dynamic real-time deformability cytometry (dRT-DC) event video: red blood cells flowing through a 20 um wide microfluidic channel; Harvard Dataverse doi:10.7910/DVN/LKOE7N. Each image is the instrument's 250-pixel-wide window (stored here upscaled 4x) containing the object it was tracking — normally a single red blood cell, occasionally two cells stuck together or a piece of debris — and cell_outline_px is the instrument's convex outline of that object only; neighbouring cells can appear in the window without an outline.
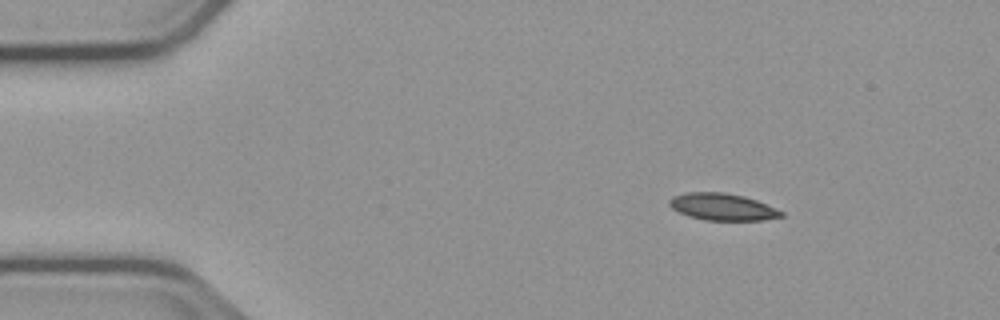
{"species": "common noctule bat (a hibernating species)", "species_latin": "Nyctalus noctula", "temperature_condition": "cold", "stored_images_in_passage": 48, "camera_frame_rate_fps": 3000, "um_per_image_px": 0.085, "animal": {"sex": "male", "body_mass_g": 23.1, "forearm_length_mm": 52.7}, "frame": {"image": 1, "passage_image": 1, "time_ms": 0.0, "image_size_px": [1000, 320], "cell_outline_px": [[784, 216], [760, 220], [704, 220], [688, 216], [672, 208], [668, 204], [668, 200], [672, 196], [688, 192], [724, 192], [744, 196], [756, 200], [784, 212]], "centroid_in_image_um": [61.38, 17.58], "position_along_channel_um": 23.6, "area_um2": 17.51}}
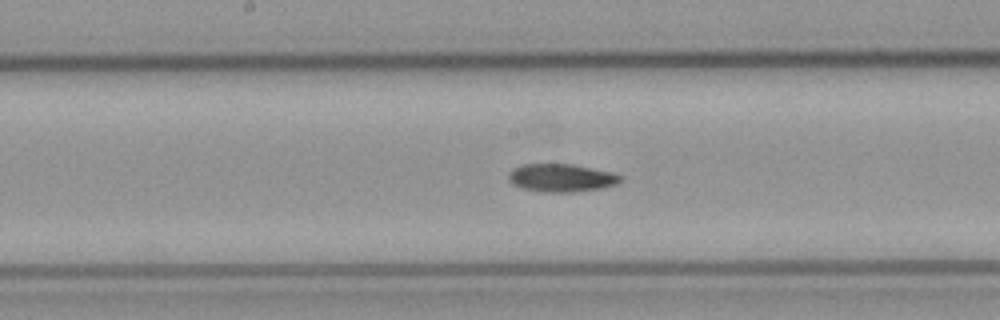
{"frame": {"image": 2, "passage_image": 21, "time_ms": 6.667, "image_size_px": [1000, 320], "cell_outline_px": [[624, 176], [616, 184], [604, 188], [572, 192], [548, 192], [524, 188], [512, 184], [508, 180], [508, 172], [512, 168], [520, 164], [572, 164], [612, 172]], "centroid_in_image_um": [47.7, 15.11], "position_along_channel_um": 200.5, "area_um2": 18.32}}
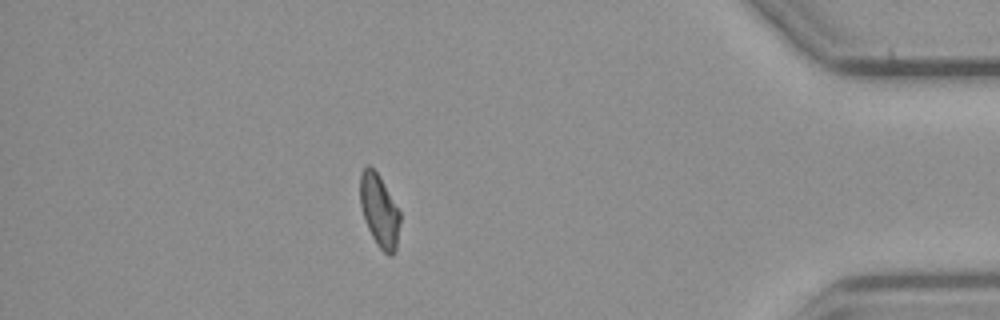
{"frame": {"image": 3, "passage_image": 41, "time_ms": 13.333, "image_size_px": [1000, 320], "cell_outline_px": [[400, 224], [396, 248], [392, 256], [388, 256], [376, 244], [368, 228], [360, 204], [360, 172], [368, 164], [376, 172], [400, 212]], "centroid_in_image_um": [32.24, 17.94], "position_along_channel_um": 403.0, "area_um2": 16.59}, "authors_computed_cell_mechanics": {"area_um2": 17.8602, "velocity_mm_per_s": 3.7409, "shape_relaxation_time_tau1_ms": 9.3808, "shape_relaxation_time_tau2_ms": null, "deformation_change_tau1": 0.1762, "deformation_change_tau2": null}}